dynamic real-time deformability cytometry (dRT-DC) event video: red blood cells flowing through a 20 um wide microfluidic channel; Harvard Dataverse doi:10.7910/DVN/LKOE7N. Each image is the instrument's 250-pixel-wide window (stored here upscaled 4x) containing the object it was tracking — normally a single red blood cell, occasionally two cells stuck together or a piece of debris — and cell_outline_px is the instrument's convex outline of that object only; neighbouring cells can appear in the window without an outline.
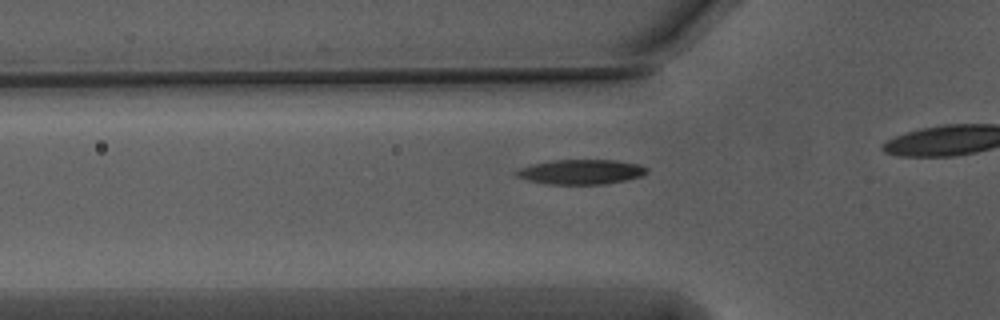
{"species": "Egyptian fruit bat (a non-hibernating species)", "species_latin": "Rousettus aegyptiacus", "temperature_condition": "warm", "stored_images_in_passage": 34, "camera_frame_rate_fps": 3000, "um_per_image_px": 0.085, "animal": {"sex": "male"}, "frame": {"image": 1, "passage_image": 9, "time_ms": 2.667, "image_size_px": [1000, 320], "cell_outline_px": [[648, 172], [640, 176], [624, 180], [604, 184], [548, 184], [528, 180], [516, 176], [512, 172], [520, 168], [532, 164], [552, 160], [616, 160], [640, 164], [648, 168]], "centroid_in_image_um": [49.37, 14.6], "position_along_channel_um": 76.4, "area_um2": 18.84}}
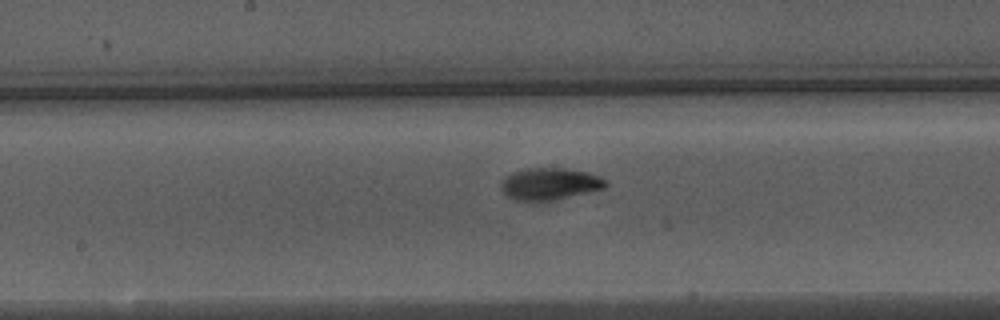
{"frame": {"image": 2, "passage_image": 19, "time_ms": 6.0, "image_size_px": [1000, 320], "cell_outline_px": [[608, 184], [604, 188], [552, 200], [532, 204], [516, 200], [508, 196], [500, 188], [500, 184], [512, 172], [524, 168], [564, 168], [588, 172], [600, 176], [608, 180]], "centroid_in_image_um": [46.72, 15.64], "position_along_channel_um": 201.5, "area_um2": 19.77}}
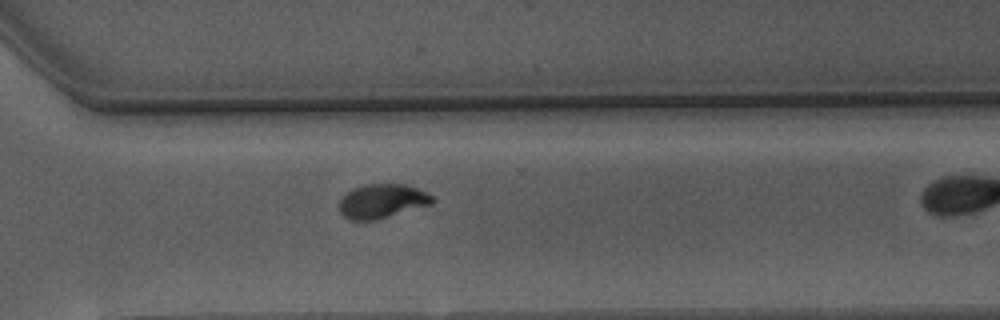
{"frame": {"image": 3, "passage_image": 30, "time_ms": 9.667, "image_size_px": [1000, 320], "cell_outline_px": [[436, 200], [432, 204], [376, 220], [348, 220], [340, 212], [340, 200], [352, 188], [364, 184], [404, 184], [428, 192]], "centroid_in_image_um": [32.5, 17.09], "position_along_channel_um": 338.1, "area_um2": 18.55}}